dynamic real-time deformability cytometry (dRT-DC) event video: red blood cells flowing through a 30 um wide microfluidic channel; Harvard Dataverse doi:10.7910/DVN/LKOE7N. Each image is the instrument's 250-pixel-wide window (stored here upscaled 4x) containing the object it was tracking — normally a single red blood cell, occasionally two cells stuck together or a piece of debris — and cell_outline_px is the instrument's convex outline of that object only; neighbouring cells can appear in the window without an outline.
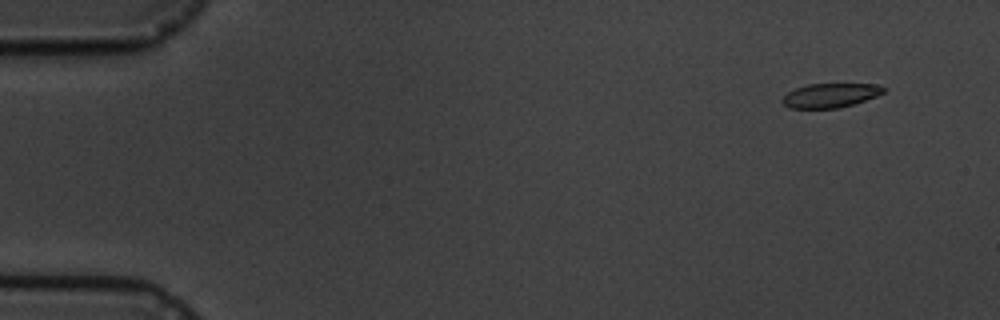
{"species": "common noctule bat (a hibernating species)", "species_latin": "Nyctalus noctula", "temperature_condition": "cold", "stored_images_in_passage": 6, "camera_frame_rate_fps": 3000, "um_per_image_px": 0.085, "animal": {"sex": "male", "body_mass_g": 19.5, "forearm_length_mm": 54.6}, "frame": {"image": 1, "passage_image": 2, "time_ms": 1.0, "image_size_px": [1000, 320], "cell_outline_px": [[884, 92], [876, 96], [840, 108], [788, 108], [780, 100], [788, 92], [796, 88], [808, 84], [880, 84], [884, 88]], "centroid_in_image_um": [70.56, 8.11], "position_along_channel_um": 14.4, "area_um2": 14.16}}
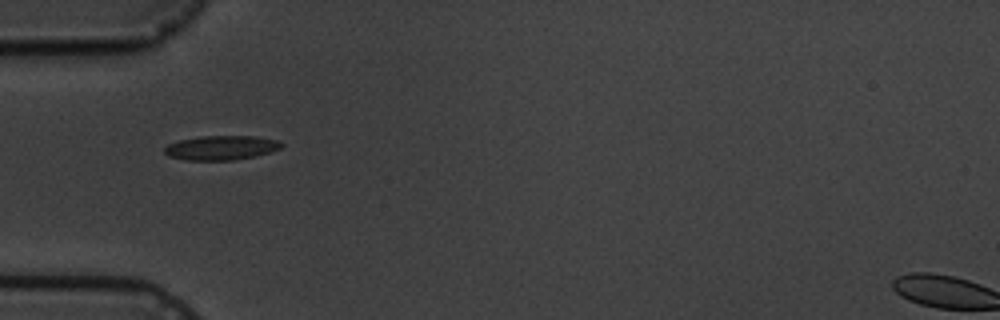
{"frame": {"image": 2, "passage_image": 6, "time_ms": 5.667, "image_size_px": [1000, 320], "cell_outline_px": [[284, 144], [280, 148], [256, 156], [232, 160], [188, 160], [168, 156], [164, 152], [164, 148], [168, 144], [180, 140], [200, 136], [256, 136], [280, 140]], "centroid_in_image_um": [18.81, 12.55], "position_along_channel_um": 66.2, "area_um2": 16.59}}